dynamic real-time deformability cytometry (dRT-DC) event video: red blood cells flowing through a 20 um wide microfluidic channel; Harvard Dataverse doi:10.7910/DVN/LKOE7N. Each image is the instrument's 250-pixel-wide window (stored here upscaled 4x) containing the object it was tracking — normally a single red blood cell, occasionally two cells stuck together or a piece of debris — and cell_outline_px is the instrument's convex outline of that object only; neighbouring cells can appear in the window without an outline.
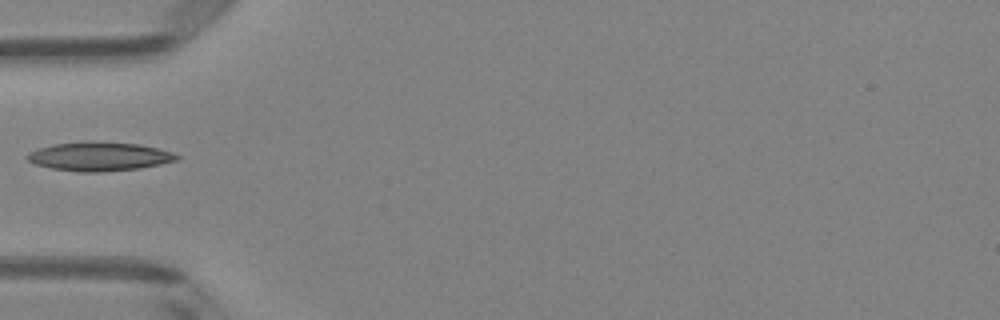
{"species": "Egyptian fruit bat (a non-hibernating species)", "species_latin": "Rousettus aegyptiacus", "temperature_condition": "room temperature", "stored_images_in_passage": 18, "camera_frame_rate_fps": 3000, "um_per_image_px": 0.085, "animal": {"sex": "female"}, "frame": {"image": 1, "passage_image": 1, "time_ms": 0.0, "image_size_px": [1000, 320], "cell_outline_px": [[180, 156], [176, 160], [160, 164], [140, 168], [104, 172], [80, 172], [52, 168], [36, 164], [28, 160], [24, 156], [28, 152], [52, 144], [92, 140], [140, 144], [172, 152]], "centroid_in_image_um": [8.42, 13.28], "position_along_channel_um": 76.6, "area_um2": 25.32}}
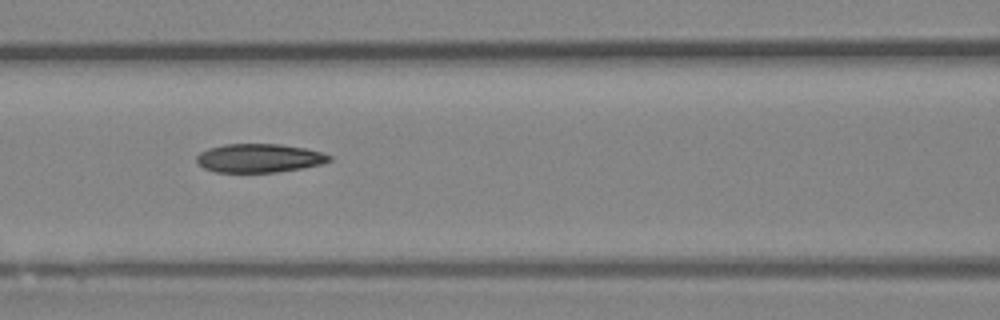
{"frame": {"image": 2, "passage_image": 6, "time_ms": 1.667, "image_size_px": [1000, 320], "cell_outline_px": [[332, 160], [320, 164], [300, 168], [276, 172], [216, 172], [204, 168], [196, 160], [196, 156], [200, 152], [208, 148], [224, 144], [280, 144], [304, 148], [320, 152], [332, 156]], "centroid_in_image_um": [22.01, 13.43], "position_along_channel_um": 144.6, "area_um2": 22.02}}